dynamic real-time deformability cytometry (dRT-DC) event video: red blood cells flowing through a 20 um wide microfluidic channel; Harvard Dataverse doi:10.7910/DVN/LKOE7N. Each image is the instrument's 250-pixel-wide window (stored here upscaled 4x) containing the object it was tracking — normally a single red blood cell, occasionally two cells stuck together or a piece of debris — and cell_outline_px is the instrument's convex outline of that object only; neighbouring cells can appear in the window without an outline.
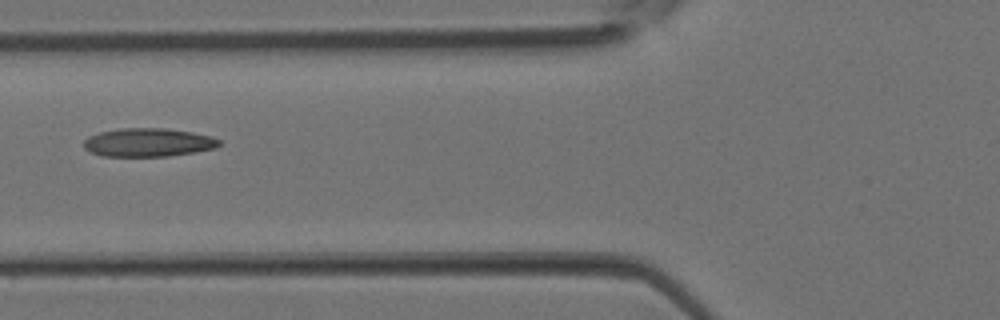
{"species": "Egyptian fruit bat (a non-hibernating species)", "species_latin": "Rousettus aegyptiacus", "temperature_condition": "room temperature", "stored_images_in_passage": 6, "camera_frame_rate_fps": 3000, "um_per_image_px": 0.085, "animal": {"sex": "female"}, "frame": {"image": 1, "passage_image": 6, "time_ms": 1.667, "image_size_px": [1000, 320], "cell_outline_px": [[220, 144], [216, 148], [196, 152], [168, 156], [100, 156], [84, 148], [84, 140], [88, 136], [100, 132], [120, 128], [164, 128], [192, 132], [212, 136], [220, 140]], "centroid_in_image_um": [12.61, 12.1], "position_along_channel_um": 113.2, "area_um2": 22.54}}